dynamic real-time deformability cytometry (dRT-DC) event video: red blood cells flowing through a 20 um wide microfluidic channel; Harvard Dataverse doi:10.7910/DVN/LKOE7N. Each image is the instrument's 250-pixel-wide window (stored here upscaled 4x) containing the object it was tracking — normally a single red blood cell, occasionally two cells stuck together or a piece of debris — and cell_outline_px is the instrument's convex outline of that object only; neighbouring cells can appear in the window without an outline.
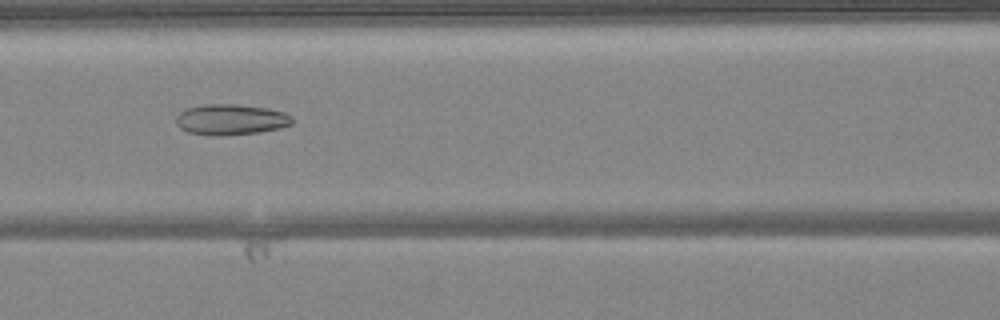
{"species": "common noctule bat (a hibernating species)", "species_latin": "Nyctalus noctula", "temperature_condition": "warm", "stored_images_in_passage": 50, "camera_frame_rate_fps": 3000, "um_per_image_px": 0.085, "animal": {"sex": "female", "body_mass_g": 24.6, "forearm_length_mm": 56.2}, "frame": {"image": 1, "passage_image": 22, "time_ms": 7.0, "image_size_px": [1000, 320], "cell_outline_px": [[292, 124], [280, 128], [256, 132], [216, 136], [212, 136], [188, 132], [180, 128], [176, 124], [176, 116], [180, 112], [188, 108], [204, 104], [236, 104], [268, 108], [284, 112], [292, 116]], "centroid_in_image_um": [19.61, 10.15], "position_along_channel_um": 147.0, "area_um2": 20.75}}
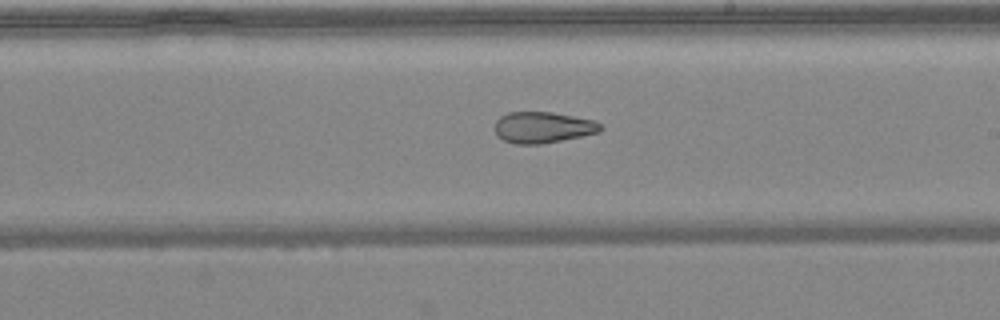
{"frame": {"image": 2, "passage_image": 29, "time_ms": 9.333, "image_size_px": [1000, 320], "cell_outline_px": [[604, 128], [600, 132], [540, 144], [516, 144], [504, 140], [496, 136], [496, 120], [500, 116], [508, 112], [552, 112], [596, 120]], "centroid_in_image_um": [46.15, 10.82], "position_along_channel_um": 242.8, "area_um2": 19.19}}
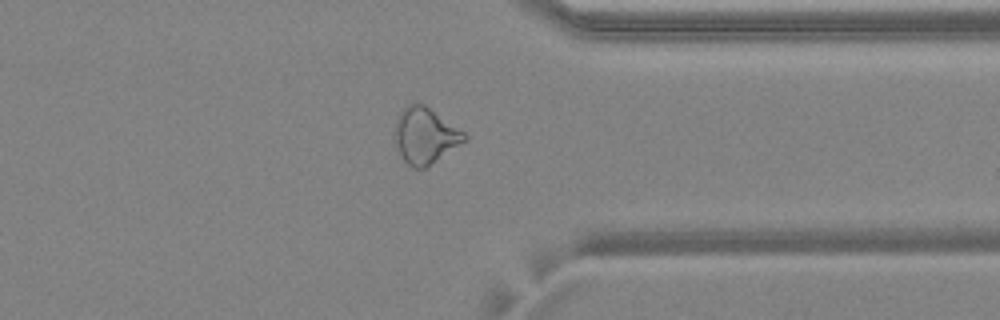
{"frame": {"image": 3, "passage_image": 39, "time_ms": 12.667, "image_size_px": [1000, 320], "cell_outline_px": [[468, 140], [424, 168], [412, 168], [404, 160], [396, 148], [396, 120], [400, 112], [408, 104], [424, 104], [464, 132], [468, 136]], "centroid_in_image_um": [36.15, 11.54], "position_along_channel_um": 375.2, "area_um2": 22.31}, "authors_computed_cell_mechanics": {"area_um2": 24.7673, "velocity_mm_per_s": 4.1203, "shape_relaxation_time_tau1_ms": null, "shape_relaxation_time_tau2_ms": 2.9281, "deformation_change_tau1": null, "deformation_change_tau2": 0.1184}}